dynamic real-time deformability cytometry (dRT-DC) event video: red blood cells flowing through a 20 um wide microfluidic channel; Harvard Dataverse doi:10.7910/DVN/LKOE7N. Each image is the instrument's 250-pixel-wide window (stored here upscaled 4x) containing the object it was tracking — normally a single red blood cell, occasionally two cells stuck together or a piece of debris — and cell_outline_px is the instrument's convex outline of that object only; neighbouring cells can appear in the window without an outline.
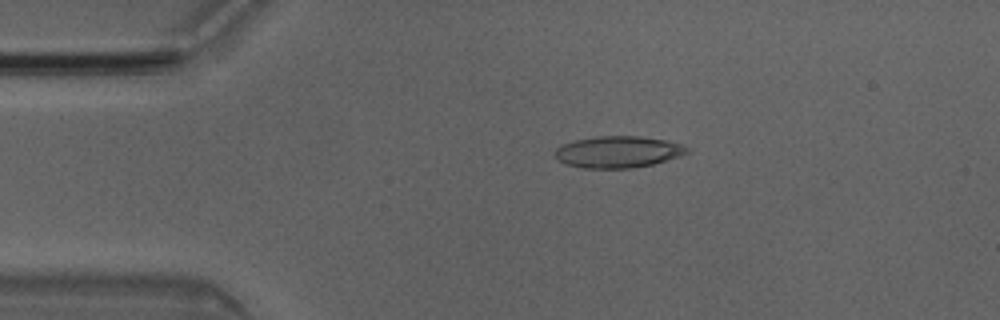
{"species": "Egyptian fruit bat (a non-hibernating species)", "species_latin": "Rousettus aegyptiacus", "temperature_condition": "room temperature", "stored_images_in_passage": 2, "camera_frame_rate_fps": 3000, "um_per_image_px": 0.085, "animal": {"sex": "male"}, "frame": {"image": 1, "passage_image": 2, "time_ms": 0.333, "image_size_px": [1000, 320], "cell_outline_px": [[688, 152], [680, 156], [652, 164], [632, 168], [584, 168], [568, 164], [560, 160], [556, 156], [556, 148], [564, 144], [576, 140], [596, 136], [640, 136], [668, 140], [680, 144], [688, 148]], "centroid_in_image_um": [52.57, 12.9], "position_along_channel_um": 32.4, "area_um2": 24.04}}